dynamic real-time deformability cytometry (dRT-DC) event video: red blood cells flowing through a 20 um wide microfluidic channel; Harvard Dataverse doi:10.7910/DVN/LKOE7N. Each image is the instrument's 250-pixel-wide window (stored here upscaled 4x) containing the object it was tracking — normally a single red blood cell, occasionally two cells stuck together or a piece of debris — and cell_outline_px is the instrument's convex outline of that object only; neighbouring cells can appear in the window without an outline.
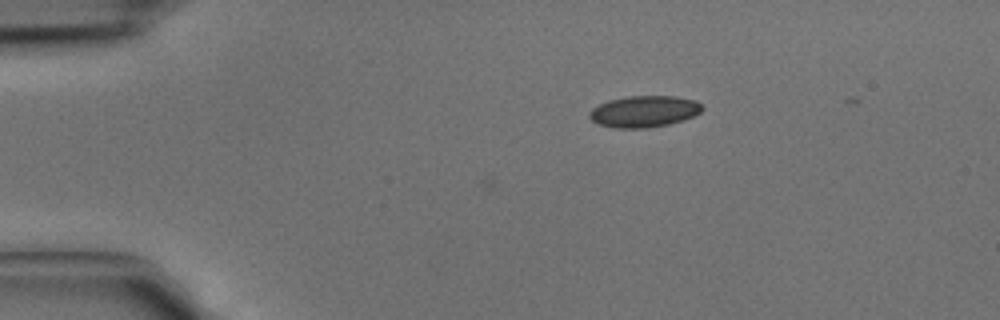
{"species": "common noctule bat (a hibernating species)", "species_latin": "Nyctalus noctula", "temperature_condition": "cold", "stored_images_in_passage": 12, "camera_frame_rate_fps": 3000, "um_per_image_px": 0.085, "animal": {"sex": "male", "body_mass_g": 15.6}, "frame": {"image": 1, "passage_image": 12, "time_ms": 3.667, "image_size_px": [1000, 320], "cell_outline_px": [[704, 108], [700, 112], [684, 120], [668, 124], [644, 128], [616, 128], [600, 124], [592, 120], [588, 116], [588, 112], [592, 108], [608, 100], [624, 96], [676, 96], [696, 100], [704, 104]], "centroid_in_image_um": [54.77, 9.46], "position_along_channel_um": 30.2, "area_um2": 20.81}}